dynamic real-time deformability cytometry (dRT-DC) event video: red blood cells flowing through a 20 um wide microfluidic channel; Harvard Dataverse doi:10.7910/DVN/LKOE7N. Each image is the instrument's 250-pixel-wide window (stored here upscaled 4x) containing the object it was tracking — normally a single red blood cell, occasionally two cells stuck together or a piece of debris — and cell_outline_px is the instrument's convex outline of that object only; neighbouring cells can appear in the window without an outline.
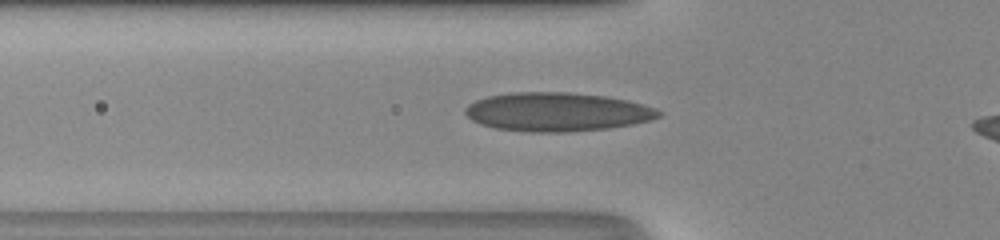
{"species": "human", "species_latin": "Homo sapiens", "temperature_condition": "room temperature", "stored_images_in_passage": 31, "camera_frame_rate_fps": 3000, "um_per_image_px": 0.085, "donor": {"sex": "male"}, "frame": {"image": 1, "passage_image": 3, "time_ms": 0.667, "image_size_px": [1000, 240], "cell_outline_px": [[660, 116], [648, 120], [632, 124], [608, 128], [568, 132], [532, 132], [496, 128], [480, 124], [472, 120], [464, 112], [464, 108], [468, 104], [476, 100], [488, 96], [512, 92], [568, 92], [604, 96], [624, 100], [656, 108], [660, 112]], "centroid_in_image_um": [47.29, 9.51], "position_along_channel_um": 78.5, "area_um2": 43.41}}
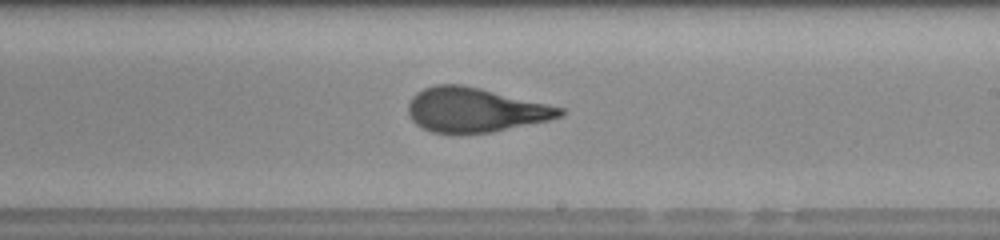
{"frame": {"image": 2, "passage_image": 15, "time_ms": 4.667, "image_size_px": [1000, 240], "cell_outline_px": [[564, 112], [560, 116], [548, 120], [492, 132], [432, 132], [416, 124], [412, 120], [408, 112], [408, 104], [412, 96], [416, 92], [424, 88], [436, 84], [460, 84], [480, 88], [564, 108]], "centroid_in_image_um": [40.34, 9.32], "position_along_channel_um": 248.7, "area_um2": 38.67}}
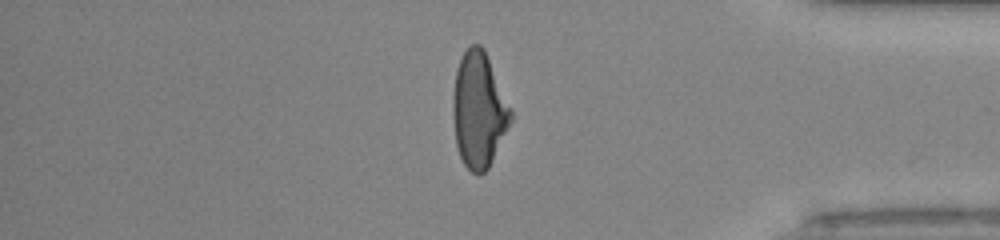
{"frame": {"image": 3, "passage_image": 27, "time_ms": 8.667, "image_size_px": [1000, 240], "cell_outline_px": [[512, 120], [488, 168], [480, 176], [472, 172], [464, 164], [460, 156], [456, 144], [452, 108], [452, 100], [456, 68], [464, 52], [472, 44], [480, 44], [484, 48], [512, 112]], "centroid_in_image_um": [40.68, 9.36], "position_along_channel_um": 394.5, "area_um2": 38.55}, "authors_computed_cell_mechanics": {"area_um2": 39.0728, "velocity_mm_per_s": 4.2518, "shape_relaxation_time_tau1_ms": null, "shape_relaxation_time_tau2_ms": 0.8399, "deformation_change_tau1": null, "deformation_change_tau2": 0.0896}}